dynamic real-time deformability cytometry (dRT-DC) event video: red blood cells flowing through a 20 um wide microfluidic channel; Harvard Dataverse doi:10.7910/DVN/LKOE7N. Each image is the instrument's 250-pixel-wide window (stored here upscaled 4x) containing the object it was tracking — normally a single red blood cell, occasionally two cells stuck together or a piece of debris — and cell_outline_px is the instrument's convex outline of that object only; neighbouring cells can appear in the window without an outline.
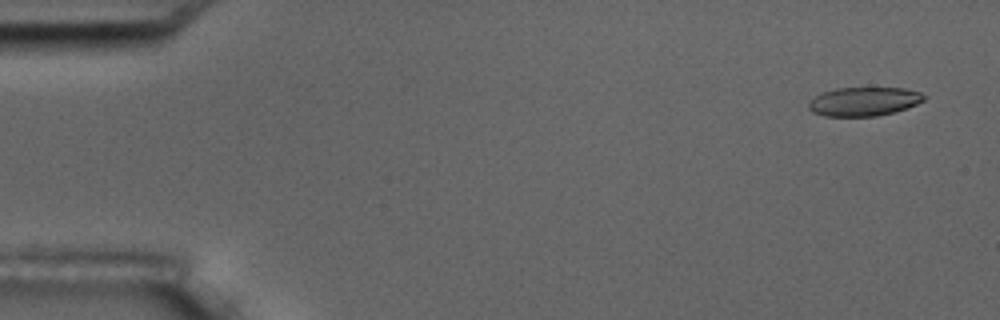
{"species": "common noctule bat (a hibernating species)", "species_latin": "Nyctalus noctula", "temperature_condition": "room temperature", "stored_images_in_passage": 7, "camera_frame_rate_fps": 3000, "um_per_image_px": 0.085, "animal": {"sex": "male", "body_mass_g": 17.5, "forearm_length_mm": 52.3}, "frame": {"image": 1, "passage_image": 1, "time_ms": 0.0, "image_size_px": [1000, 320], "cell_outline_px": [[928, 96], [924, 100], [916, 104], [892, 112], [876, 116], [824, 116], [812, 112], [808, 108], [808, 100], [824, 92], [836, 88], [904, 88], [920, 92]], "centroid_in_image_um": [73.41, 8.62], "position_along_channel_um": 11.6, "area_um2": 19.31}}
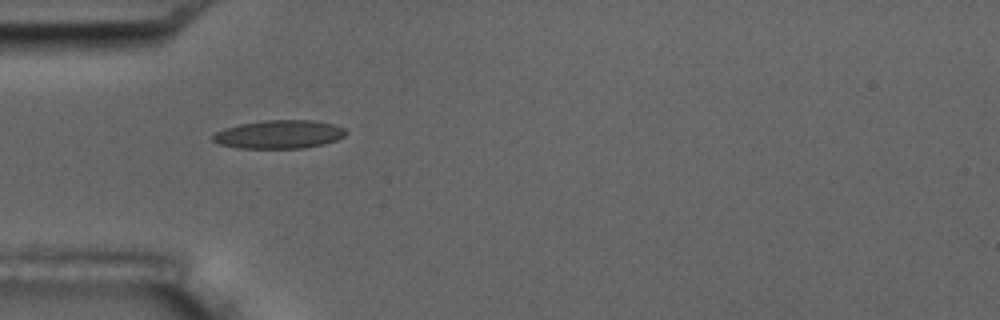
{"frame": {"image": 2, "passage_image": 5, "time_ms": 4.667, "image_size_px": [1000, 320], "cell_outline_px": [[348, 132], [344, 136], [336, 140], [324, 144], [304, 148], [236, 148], [220, 144], [212, 140], [212, 136], [216, 132], [224, 128], [240, 124], [264, 120], [312, 120], [332, 124], [344, 128]], "centroid_in_image_um": [23.72, 11.42], "position_along_channel_um": 61.3, "area_um2": 22.02}}